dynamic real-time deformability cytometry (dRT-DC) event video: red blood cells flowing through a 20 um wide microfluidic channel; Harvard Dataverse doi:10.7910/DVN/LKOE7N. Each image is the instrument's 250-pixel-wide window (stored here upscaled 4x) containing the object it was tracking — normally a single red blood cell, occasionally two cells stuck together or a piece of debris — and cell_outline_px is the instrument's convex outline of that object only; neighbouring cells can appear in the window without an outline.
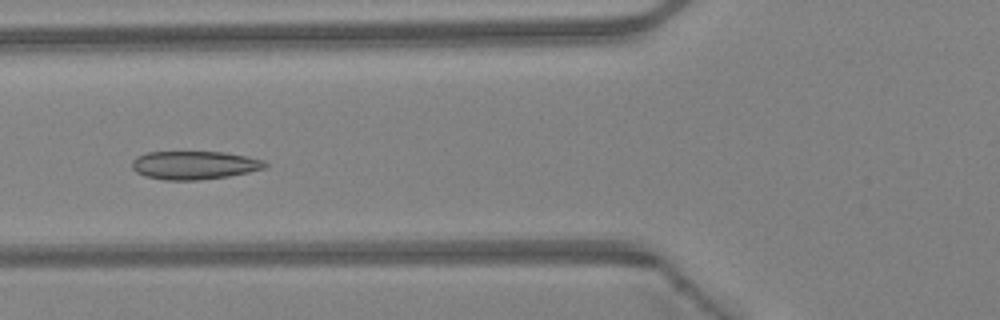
{"species": "Egyptian fruit bat (a non-hibernating species)", "species_latin": "Rousettus aegyptiacus", "temperature_condition": "warm", "stored_images_in_passage": 46, "camera_frame_rate_fps": 3000, "um_per_image_px": 0.085, "animal": {"sex": "female"}, "frame": {"image": 1, "passage_image": 18, "time_ms": 5.667, "image_size_px": [1000, 320], "cell_outline_px": [[268, 164], [264, 168], [248, 172], [228, 176], [200, 180], [164, 180], [144, 176], [136, 172], [132, 168], [132, 160], [136, 156], [148, 152], [224, 152], [248, 156], [264, 160]], "centroid_in_image_um": [16.5, 14.04], "position_along_channel_um": 109.3, "area_um2": 22.08}}
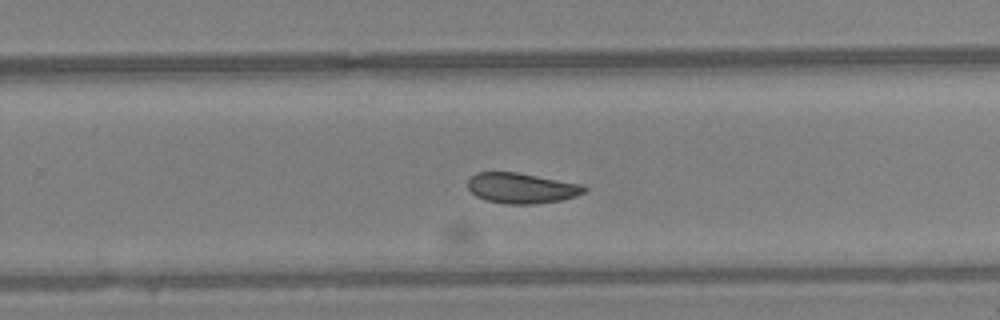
{"frame": {"image": 2, "passage_image": 30, "time_ms": 9.667, "image_size_px": [1000, 320], "cell_outline_px": [[588, 188], [584, 192], [576, 196], [564, 200], [532, 204], [508, 204], [484, 200], [476, 196], [468, 188], [468, 180], [476, 172], [516, 172], [584, 184]], "centroid_in_image_um": [44.36, 15.99], "position_along_channel_um": 285.4, "area_um2": 20.81}}
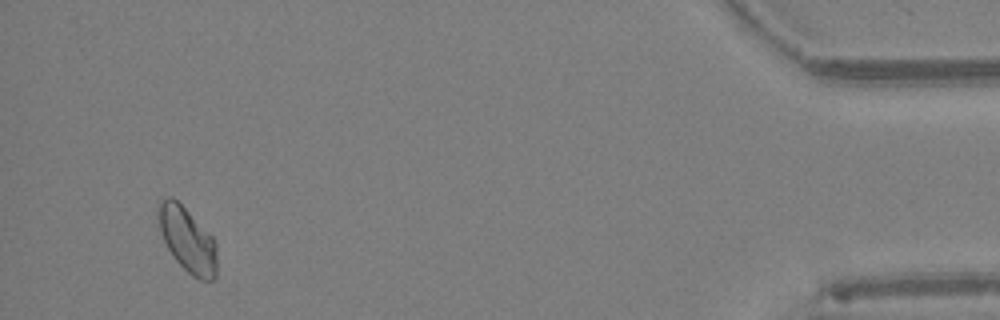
{"frame": {"image": 3, "passage_image": 44, "time_ms": 14.333, "image_size_px": [1000, 320], "cell_outline_px": [[216, 276], [212, 280], [200, 280], [192, 276], [172, 256], [160, 232], [156, 216], [156, 204], [160, 200], [168, 196], [172, 196], [216, 240]], "centroid_in_image_um": [15.89, 20.35], "position_along_channel_um": 419.3, "area_um2": 22.2}, "authors_computed_cell_mechanics": {"area_um2": 21.7328, "velocity_mm_per_s": 4.4303, "shape_relaxation_time_tau1_ms": null, "shape_relaxation_time_tau2_ms": 4.7777, "deformation_change_tau1": null, "deformation_change_tau2": 0.0641}}